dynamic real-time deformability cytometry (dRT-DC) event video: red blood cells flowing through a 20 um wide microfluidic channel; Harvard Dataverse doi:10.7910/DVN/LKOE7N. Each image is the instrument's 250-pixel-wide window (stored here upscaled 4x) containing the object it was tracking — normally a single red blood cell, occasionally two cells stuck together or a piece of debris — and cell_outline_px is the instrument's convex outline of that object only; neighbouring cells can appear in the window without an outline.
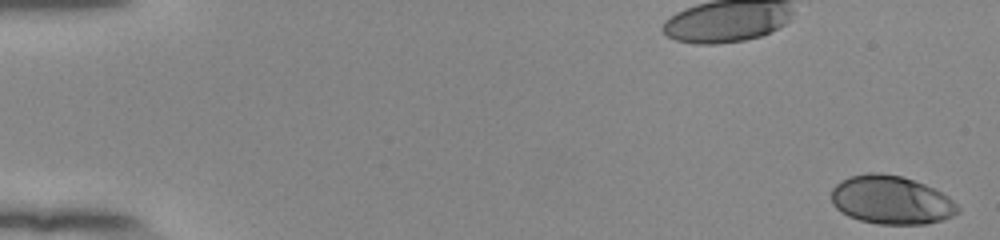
{"species": "human", "species_latin": "Homo sapiens", "temperature_condition": "room temperature", "stored_images_in_passage": 55, "camera_frame_rate_fps": 3000, "um_per_image_px": 0.085, "donor": {"sex": "female"}, "frame": {"image": 1, "passage_image": 1, "time_ms": 0.0, "image_size_px": [1000, 240], "cell_outline_px": [[960, 212], [944, 220], [924, 224], [876, 224], [860, 220], [848, 216], [840, 212], [832, 204], [832, 188], [840, 180], [848, 176], [868, 172], [880, 172], [900, 176], [924, 184], [948, 196], [960, 208]], "centroid_in_image_um": [75.73, 17.0], "position_along_channel_um": 9.3, "area_um2": 35.89}}
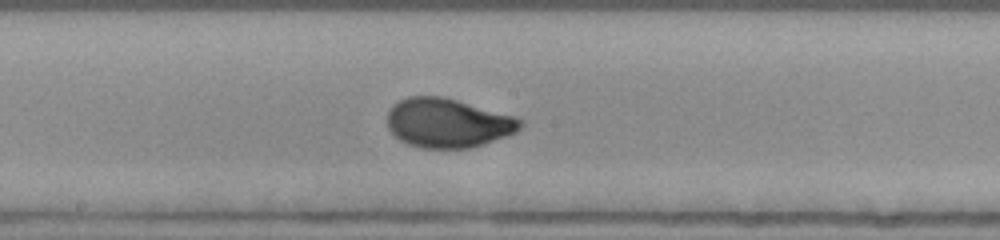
{"frame": {"image": 2, "passage_image": 30, "time_ms": 9.667, "image_size_px": [1000, 240], "cell_outline_px": [[524, 124], [516, 132], [484, 144], [472, 148], [420, 148], [408, 144], [400, 140], [388, 128], [388, 112], [400, 100], [408, 96], [444, 96], [516, 116], [524, 120]], "centroid_in_image_um": [38.11, 10.45], "position_along_channel_um": 210.1, "area_um2": 38.26}}
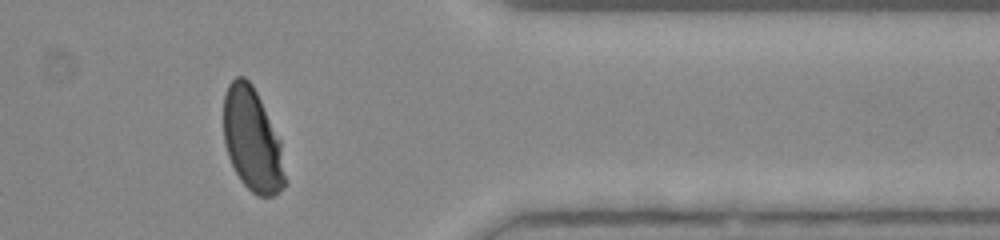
{"frame": {"image": 3, "passage_image": 45, "time_ms": 14.667, "image_size_px": [1000, 240], "cell_outline_px": [[288, 180], [280, 192], [272, 196], [256, 196], [240, 180], [228, 156], [224, 144], [224, 92], [228, 84], [236, 76], [244, 76], [252, 84], [280, 140]], "centroid_in_image_um": [21.46, 11.93], "position_along_channel_um": 389.9, "area_um2": 37.17}, "authors_computed_cell_mechanics": {"area_um2": 37.0498, "velocity_mm_per_s": 3.888, "shape_relaxation_time_tau1_ms": 3.1542, "shape_relaxation_time_tau2_ms": null, "deformation_change_tau1": 0.1639, "deformation_change_tau2": null}}